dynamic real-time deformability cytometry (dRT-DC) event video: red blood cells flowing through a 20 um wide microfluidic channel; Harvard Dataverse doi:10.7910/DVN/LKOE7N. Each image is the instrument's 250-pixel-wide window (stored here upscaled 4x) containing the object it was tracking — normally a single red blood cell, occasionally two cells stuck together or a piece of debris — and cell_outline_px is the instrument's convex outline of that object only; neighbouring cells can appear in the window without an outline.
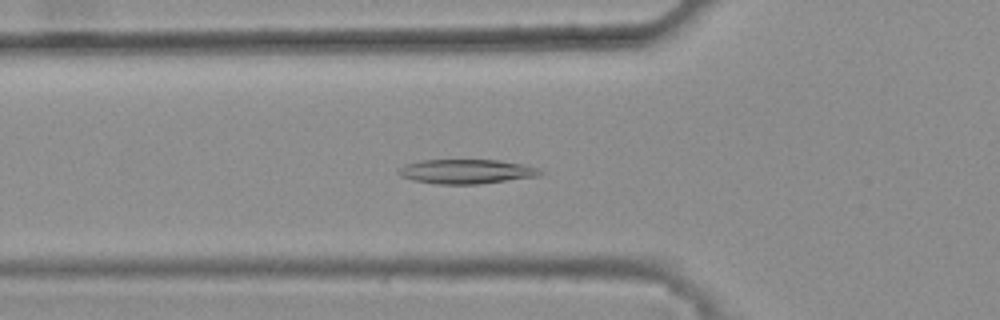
{"species": "common noctule bat (a hibernating species)", "species_latin": "Nyctalus noctula", "temperature_condition": "warm", "stored_images_in_passage": 28, "camera_frame_rate_fps": 3000, "um_per_image_px": 0.085, "animal": {"sex": "female", "body_mass_g": 25.1}, "frame": {"image": 1, "passage_image": 2, "time_ms": 0.333, "image_size_px": [1000, 320], "cell_outline_px": [[544, 172], [540, 176], [480, 184], [436, 184], [412, 180], [400, 176], [396, 172], [404, 164], [420, 160], [500, 160], [540, 168]], "centroid_in_image_um": [39.64, 14.58], "position_along_channel_um": 86.2, "area_um2": 20.35}}
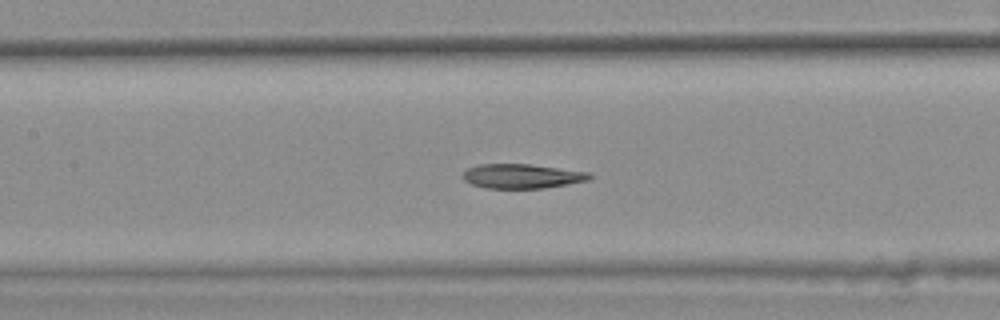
{"frame": {"image": 2, "passage_image": 8, "time_ms": 2.333, "image_size_px": [1000, 320], "cell_outline_px": [[592, 180], [544, 188], [488, 188], [472, 184], [464, 180], [460, 176], [468, 168], [480, 164], [528, 164], [588, 172], [592, 176]], "centroid_in_image_um": [44.37, 14.97], "position_along_channel_um": 163.0, "area_um2": 17.98}}
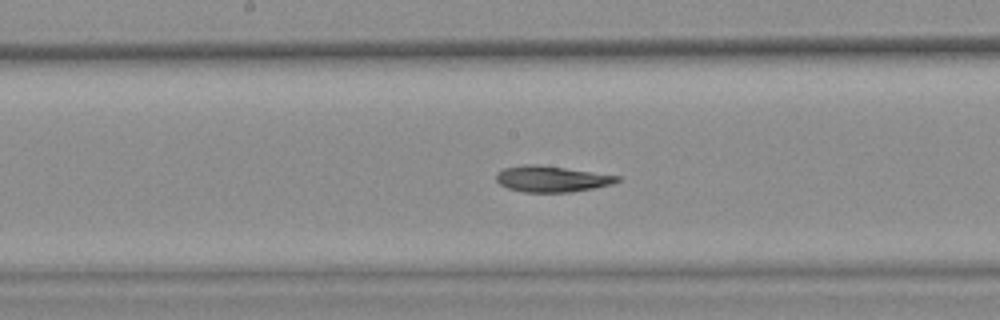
{"frame": {"image": 3, "passage_image": 11, "time_ms": 3.333, "image_size_px": [1000, 320], "cell_outline_px": [[620, 180], [612, 184], [592, 188], [568, 192], [524, 192], [508, 188], [500, 184], [496, 180], [496, 172], [504, 168], [524, 164], [536, 164], [620, 176]], "centroid_in_image_um": [46.84, 15.2], "position_along_channel_um": 201.4, "area_um2": 18.15}}